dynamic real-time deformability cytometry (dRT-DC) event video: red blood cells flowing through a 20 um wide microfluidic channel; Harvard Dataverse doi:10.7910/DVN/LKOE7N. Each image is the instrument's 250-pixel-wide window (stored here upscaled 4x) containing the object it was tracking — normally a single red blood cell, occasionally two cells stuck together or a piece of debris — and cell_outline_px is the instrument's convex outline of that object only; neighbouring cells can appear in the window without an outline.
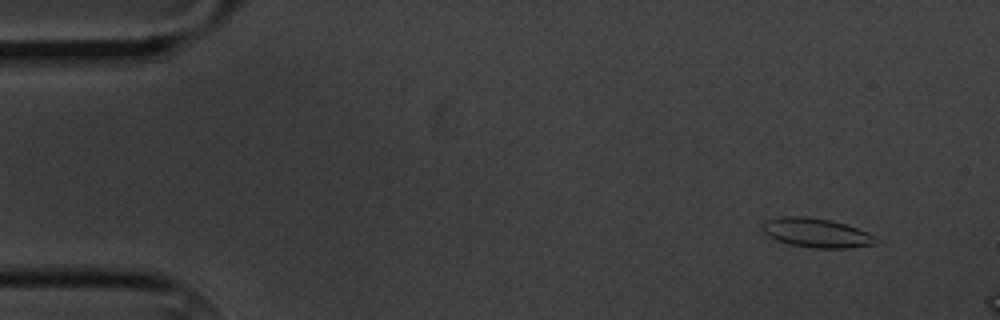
{"species": "common noctule bat (a hibernating species)", "species_latin": "Nyctalus noctula", "temperature_condition": "cold", "stored_images_in_passage": 3, "camera_frame_rate_fps": 3000, "um_per_image_px": 0.085, "animal": {"sex": "male", "body_mass_g": 20.1, "forearm_length_mm": 53.5}, "frame": {"image": 1, "passage_image": 1, "time_ms": 0.0, "image_size_px": [1000, 320], "cell_outline_px": [[880, 240], [876, 244], [848, 248], [816, 248], [788, 244], [776, 240], [768, 236], [764, 232], [764, 224], [768, 220], [784, 216], [804, 216], [832, 220], [868, 232], [876, 236]], "centroid_in_image_um": [69.45, 19.8], "position_along_channel_um": 15.5, "area_um2": 19.25}}